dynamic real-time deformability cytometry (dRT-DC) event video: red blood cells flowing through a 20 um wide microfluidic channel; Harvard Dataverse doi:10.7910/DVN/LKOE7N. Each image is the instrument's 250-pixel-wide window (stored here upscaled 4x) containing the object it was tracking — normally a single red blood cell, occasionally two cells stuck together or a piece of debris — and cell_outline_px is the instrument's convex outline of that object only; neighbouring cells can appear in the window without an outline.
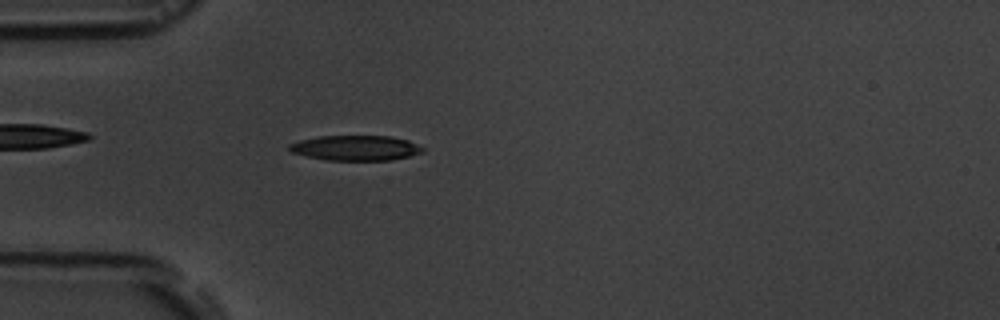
{"species": "common noctule bat (a hibernating species)", "species_latin": "Nyctalus noctula", "temperature_condition": "room temperature", "stored_images_in_passage": 45, "camera_frame_rate_fps": 3000, "um_per_image_px": 0.085, "animal": {"sex": "male", "body_mass_g": 19.5, "forearm_length_mm": 54.6}, "frame": {"image": 1, "passage_image": 6, "time_ms": 1.667, "image_size_px": [1000, 320], "cell_outline_px": [[424, 152], [392, 160], [324, 160], [292, 152], [288, 148], [288, 144], [300, 140], [316, 136], [392, 136], [408, 140], [424, 148]], "centroid_in_image_um": [30.23, 12.57], "position_along_channel_um": 54.8, "area_um2": 19.54}}
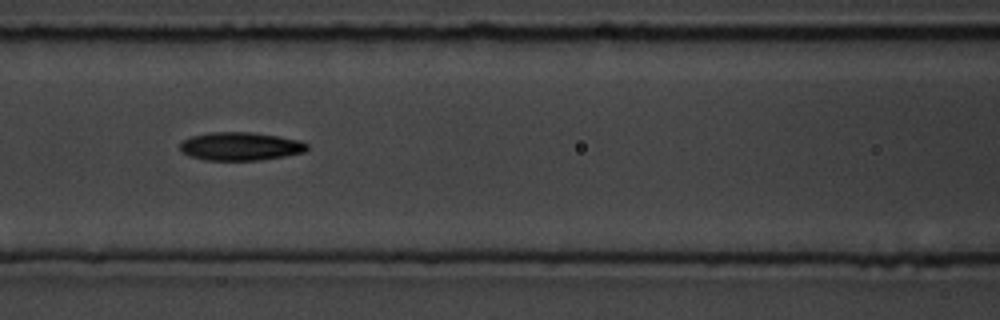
{"frame": {"image": 2, "passage_image": 14, "time_ms": 4.333, "image_size_px": [1000, 320], "cell_outline_px": [[308, 148], [304, 152], [284, 156], [260, 160], [204, 160], [180, 152], [180, 140], [192, 136], [212, 132], [252, 132], [300, 140], [308, 144]], "centroid_in_image_um": [20.41, 12.43], "position_along_channel_um": 146.2, "area_um2": 20.92}}
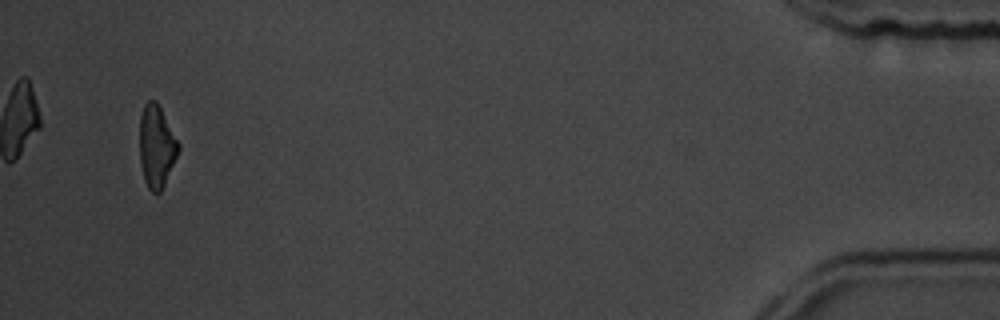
{"frame": {"image": 3, "passage_image": 43, "time_ms": 14.0, "image_size_px": [1000, 320], "cell_outline_px": [[180, 148], [164, 184], [160, 192], [152, 192], [148, 188], [144, 180], [140, 164], [140, 116], [144, 104], [148, 100], [156, 100], [180, 144]], "centroid_in_image_um": [13.29, 12.42], "position_along_channel_um": 421.9, "area_um2": 18.44}, "authors_computed_cell_mechanics": {"area_um2": 20.1144, "velocity_mm_per_s": 3.6867, "shape_relaxation_time_tau1_ms": 3.3069, "shape_relaxation_time_tau2_ms": 5.9874, "deformation_change_tau1": 0.1295, "deformation_change_tau2": 0.1551}}